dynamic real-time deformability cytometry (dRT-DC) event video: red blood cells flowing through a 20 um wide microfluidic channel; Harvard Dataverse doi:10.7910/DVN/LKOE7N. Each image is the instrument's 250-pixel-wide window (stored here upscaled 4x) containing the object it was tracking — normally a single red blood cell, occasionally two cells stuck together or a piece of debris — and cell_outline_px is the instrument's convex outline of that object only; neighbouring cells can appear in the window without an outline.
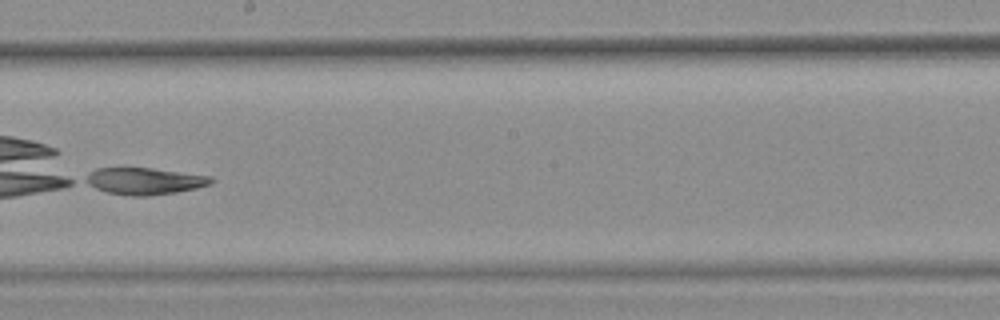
{"species": "common noctule bat (a hibernating species)", "species_latin": "Nyctalus noctula", "temperature_condition": "warm", "stored_images_in_passage": 7, "camera_frame_rate_fps": 3000, "um_per_image_px": 0.085, "animal": {"sex": "female", "body_mass_g": 25.1}, "frame": {"image": 1, "passage_image": 7, "time_ms": 2.0, "image_size_px": [1000, 320], "cell_outline_px": [[216, 180], [212, 184], [196, 188], [176, 192], [148, 196], [132, 196], [108, 192], [96, 188], [80, 180], [96, 168], [152, 168], [212, 176]], "centroid_in_image_um": [12.3, 15.39], "position_along_channel_um": 235.9, "area_um2": 19.71}}